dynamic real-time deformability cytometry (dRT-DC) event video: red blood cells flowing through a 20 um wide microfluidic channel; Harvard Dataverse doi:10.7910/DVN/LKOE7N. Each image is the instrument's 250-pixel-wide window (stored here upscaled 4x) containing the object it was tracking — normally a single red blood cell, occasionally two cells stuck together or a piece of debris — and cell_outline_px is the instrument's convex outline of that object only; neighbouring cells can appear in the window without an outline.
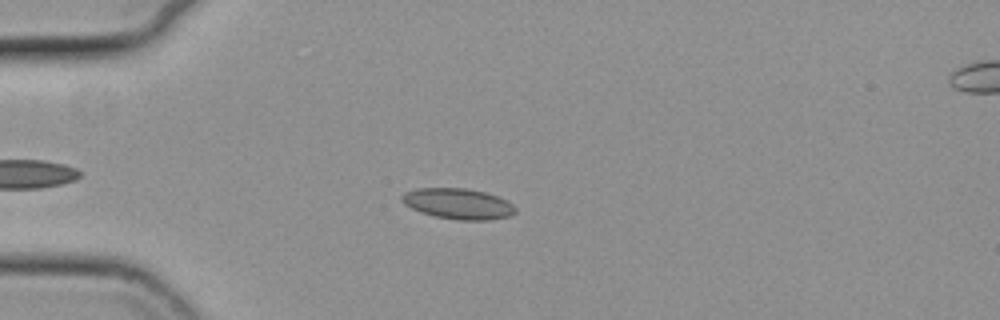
{"species": "common noctule bat (a hibernating species)", "species_latin": "Nyctalus noctula", "temperature_condition": "cold", "stored_images_in_passage": 42, "camera_frame_rate_fps": 3000, "um_per_image_px": 0.085, "animal": {"sex": "female", "body_mass_g": 19.3, "forearm_length_mm": 54.1}, "frame": {"image": 1, "passage_image": 1, "time_ms": 0.0, "image_size_px": [1000, 320], "cell_outline_px": [[516, 212], [508, 216], [488, 220], [456, 220], [436, 216], [420, 212], [404, 204], [400, 200], [400, 196], [404, 192], [416, 188], [468, 188], [484, 192], [508, 200], [516, 208]], "centroid_in_image_um": [38.92, 17.31], "position_along_channel_um": 46.1, "area_um2": 20.4}}
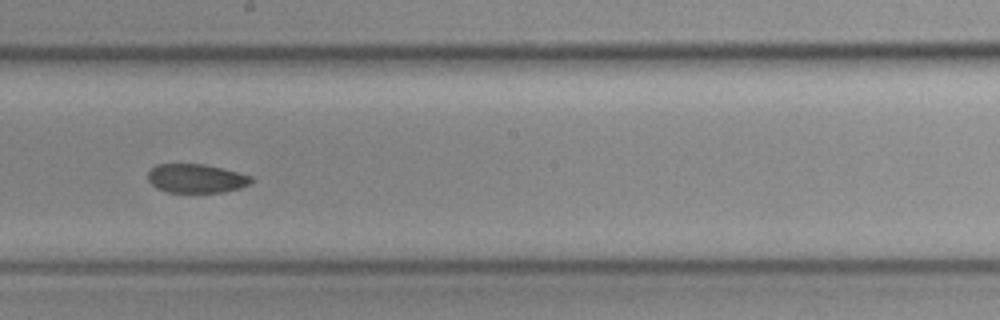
{"frame": {"image": 2, "passage_image": 18, "time_ms": 5.667, "image_size_px": [1000, 320], "cell_outline_px": [[252, 180], [248, 184], [240, 188], [224, 192], [168, 192], [156, 188], [148, 180], [148, 172], [156, 164], [204, 164], [252, 176]], "centroid_in_image_um": [16.64, 15.17], "position_along_channel_um": 231.6, "area_um2": 17.22}}
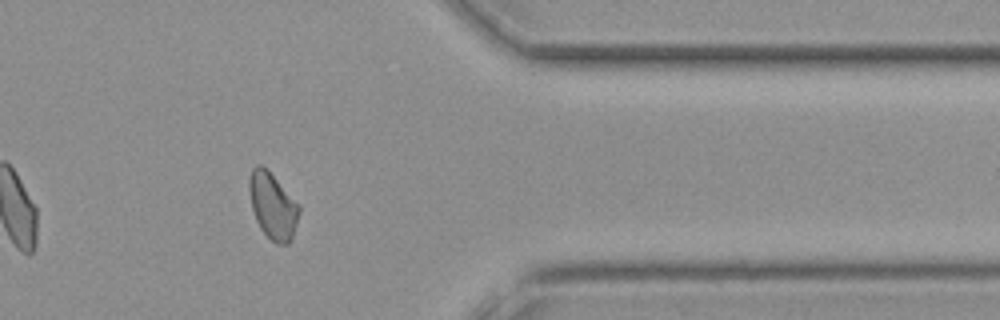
{"frame": {"image": 3, "passage_image": 32, "time_ms": 10.333, "image_size_px": [1000, 320], "cell_outline_px": [[300, 212], [292, 240], [288, 244], [276, 244], [260, 228], [256, 220], [252, 208], [248, 188], [248, 180], [252, 168], [256, 164], [260, 164], [268, 168], [300, 204]], "centroid_in_image_um": [23.2, 17.45], "position_along_channel_um": 388.2, "area_um2": 19.71}, "authors_computed_cell_mechanics": {"area_um2": 18.7561, "velocity_mm_per_s": 3.6931, "shape_relaxation_time_tau1_ms": 4.2875, "shape_relaxation_time_tau2_ms": 3.6022, "deformation_change_tau1": 0.0611, "deformation_change_tau2": 0.0666}}